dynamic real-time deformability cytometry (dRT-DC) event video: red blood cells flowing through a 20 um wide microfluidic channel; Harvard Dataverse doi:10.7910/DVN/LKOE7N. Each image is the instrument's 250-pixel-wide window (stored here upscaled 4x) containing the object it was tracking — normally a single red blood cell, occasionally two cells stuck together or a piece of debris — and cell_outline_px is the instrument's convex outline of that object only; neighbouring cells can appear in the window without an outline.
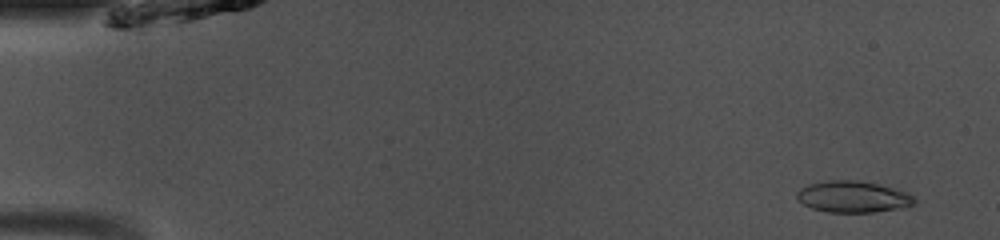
{"species": "common noctule bat (a hibernating species)", "species_latin": "Nyctalus noctula", "temperature_condition": "room temperature", "stored_images_in_passage": 48, "camera_frame_rate_fps": 3000, "um_per_image_px": 0.085, "animal": {"sex": "male", "body_mass_g": 13.0, "forearm_length_mm": 53.1}, "frame": {"image": 1, "passage_image": 3, "time_ms": 0.667, "image_size_px": [1000, 240], "cell_outline_px": [[916, 204], [900, 208], [872, 212], [828, 212], [812, 208], [804, 204], [796, 196], [796, 192], [800, 188], [808, 184], [828, 180], [856, 180], [876, 184], [908, 192], [916, 200]], "centroid_in_image_um": [72.5, 16.72], "position_along_channel_um": 12.5, "area_um2": 21.39}}
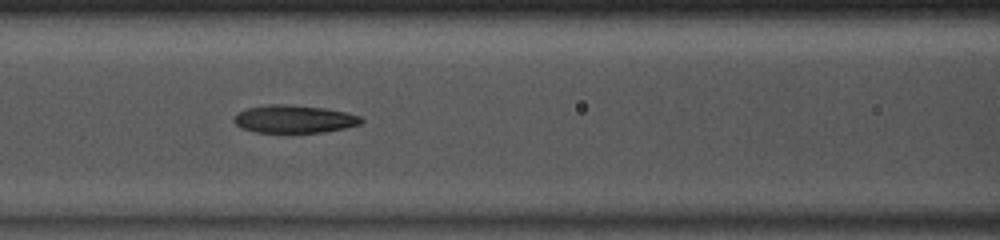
{"frame": {"image": 2, "passage_image": 21, "time_ms": 6.667, "image_size_px": [1000, 240], "cell_outline_px": [[364, 120], [360, 124], [344, 128], [324, 132], [256, 132], [240, 128], [232, 120], [240, 112], [248, 108], [268, 104], [288, 104], [324, 108], [344, 112], [360, 116]], "centroid_in_image_um": [25.0, 10.12], "position_along_channel_um": 141.6, "area_um2": 20.46}}
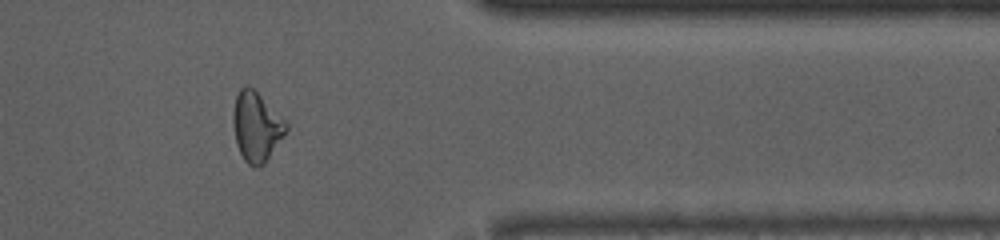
{"frame": {"image": 3, "passage_image": 40, "time_ms": 13.0, "image_size_px": [1000, 240], "cell_outline_px": [[288, 128], [264, 164], [256, 168], [252, 168], [244, 160], [236, 144], [232, 124], [232, 112], [236, 96], [240, 88], [244, 84], [248, 84], [288, 124]], "centroid_in_image_um": [21.74, 10.78], "position_along_channel_um": 389.7, "area_um2": 21.27}, "authors_computed_cell_mechanics": {"area_um2": 21.0392, "velocity_mm_per_s": 4.1171, "shape_relaxation_time_tau1_ms": 3.713, "shape_relaxation_time_tau2_ms": 1.6659, "deformation_change_tau1": 0.1656, "deformation_change_tau2": 0.1018}}